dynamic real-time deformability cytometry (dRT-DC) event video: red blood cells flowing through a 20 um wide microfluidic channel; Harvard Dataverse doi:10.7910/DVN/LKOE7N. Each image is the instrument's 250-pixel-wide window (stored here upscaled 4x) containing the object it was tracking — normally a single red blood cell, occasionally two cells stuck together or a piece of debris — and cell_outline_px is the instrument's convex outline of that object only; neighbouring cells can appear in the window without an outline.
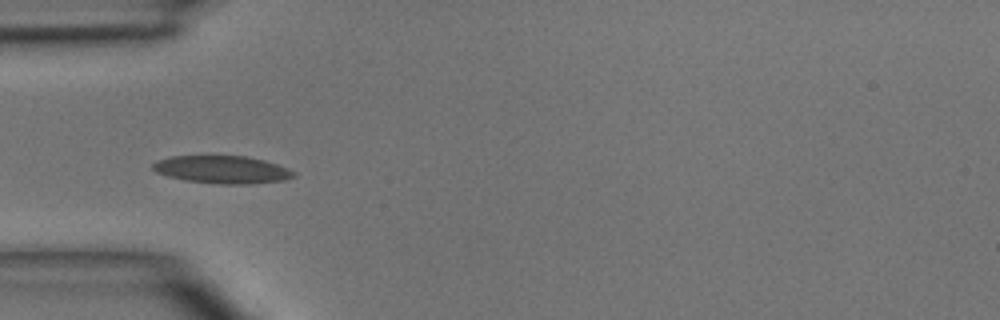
{"species": "common noctule bat (a hibernating species)", "species_latin": "Nyctalus noctula", "temperature_condition": "room temperature", "stored_images_in_passage": 5, "camera_frame_rate_fps": 3000, "um_per_image_px": 0.085, "animal": {"sex": "male", "body_mass_g": 15.6}, "frame": {"image": 1, "passage_image": 4, "time_ms": 4.333, "image_size_px": [1000, 320], "cell_outline_px": [[296, 176], [284, 180], [252, 184], [220, 184], [184, 180], [168, 176], [156, 172], [152, 168], [152, 164], [156, 160], [172, 156], [244, 156], [264, 160], [288, 168], [296, 172]], "centroid_in_image_um": [18.89, 14.42], "position_along_channel_um": 66.1, "area_um2": 22.77}}
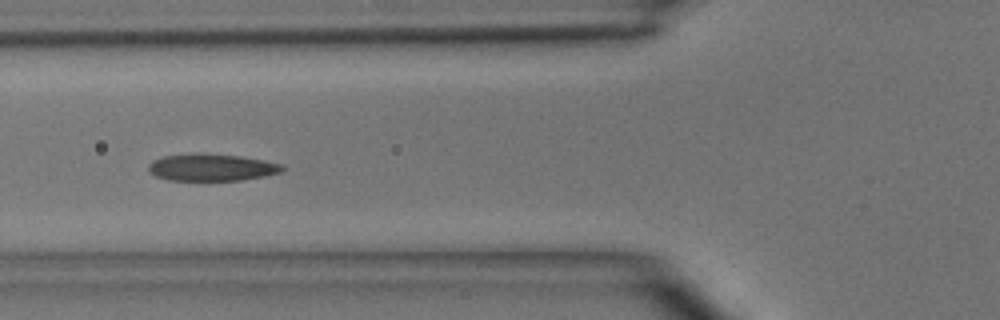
{"frame": {"image": 2, "passage_image": 5, "time_ms": 5.333, "image_size_px": [1000, 320], "cell_outline_px": [[284, 168], [280, 172], [264, 176], [240, 180], [168, 180], [156, 176], [148, 172], [148, 164], [152, 160], [164, 156], [240, 156], [264, 160], [284, 164]], "centroid_in_image_um": [18.01, 14.27], "position_along_channel_um": 107.8, "area_um2": 20.17}}